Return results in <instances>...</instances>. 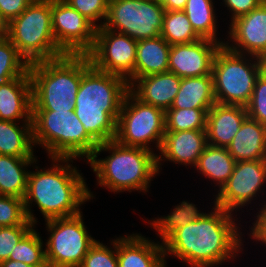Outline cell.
<instances>
[{
  "label": "cell",
  "instance_id": "obj_22",
  "mask_svg": "<svg viewBox=\"0 0 266 267\" xmlns=\"http://www.w3.org/2000/svg\"><path fill=\"white\" fill-rule=\"evenodd\" d=\"M227 150L236 162L266 160V126L247 116Z\"/></svg>",
  "mask_w": 266,
  "mask_h": 267
},
{
  "label": "cell",
  "instance_id": "obj_16",
  "mask_svg": "<svg viewBox=\"0 0 266 267\" xmlns=\"http://www.w3.org/2000/svg\"><path fill=\"white\" fill-rule=\"evenodd\" d=\"M221 43L199 39L192 43L176 44L170 47L168 72L180 78L212 75V66Z\"/></svg>",
  "mask_w": 266,
  "mask_h": 267
},
{
  "label": "cell",
  "instance_id": "obj_37",
  "mask_svg": "<svg viewBox=\"0 0 266 267\" xmlns=\"http://www.w3.org/2000/svg\"><path fill=\"white\" fill-rule=\"evenodd\" d=\"M72 8L88 19L96 28L101 27L106 19L109 0H64ZM103 20V21H102ZM100 21V24L98 23ZM97 22V24H96Z\"/></svg>",
  "mask_w": 266,
  "mask_h": 267
},
{
  "label": "cell",
  "instance_id": "obj_21",
  "mask_svg": "<svg viewBox=\"0 0 266 267\" xmlns=\"http://www.w3.org/2000/svg\"><path fill=\"white\" fill-rule=\"evenodd\" d=\"M181 78L171 72L138 78L129 90L142 102L168 110L175 99Z\"/></svg>",
  "mask_w": 266,
  "mask_h": 267
},
{
  "label": "cell",
  "instance_id": "obj_35",
  "mask_svg": "<svg viewBox=\"0 0 266 267\" xmlns=\"http://www.w3.org/2000/svg\"><path fill=\"white\" fill-rule=\"evenodd\" d=\"M108 247L96 241L83 258L79 267H118L117 238L111 240ZM113 245V248L111 247Z\"/></svg>",
  "mask_w": 266,
  "mask_h": 267
},
{
  "label": "cell",
  "instance_id": "obj_42",
  "mask_svg": "<svg viewBox=\"0 0 266 267\" xmlns=\"http://www.w3.org/2000/svg\"><path fill=\"white\" fill-rule=\"evenodd\" d=\"M161 5L165 11L184 10L187 0H161Z\"/></svg>",
  "mask_w": 266,
  "mask_h": 267
},
{
  "label": "cell",
  "instance_id": "obj_2",
  "mask_svg": "<svg viewBox=\"0 0 266 267\" xmlns=\"http://www.w3.org/2000/svg\"><path fill=\"white\" fill-rule=\"evenodd\" d=\"M52 166L45 170L36 166L29 171L24 207L28 220L37 225V218L31 209L34 202L45 221L66 218L80 214L85 202L93 199L85 179L72 158H50ZM72 164H69L71 163ZM62 164V165H61ZM31 204V205H30Z\"/></svg>",
  "mask_w": 266,
  "mask_h": 267
},
{
  "label": "cell",
  "instance_id": "obj_41",
  "mask_svg": "<svg viewBox=\"0 0 266 267\" xmlns=\"http://www.w3.org/2000/svg\"><path fill=\"white\" fill-rule=\"evenodd\" d=\"M261 206L263 207L259 208V213L256 214L257 218L252 223L253 227L251 226V231L248 235L256 242H261L266 246V203L264 205L261 204Z\"/></svg>",
  "mask_w": 266,
  "mask_h": 267
},
{
  "label": "cell",
  "instance_id": "obj_36",
  "mask_svg": "<svg viewBox=\"0 0 266 267\" xmlns=\"http://www.w3.org/2000/svg\"><path fill=\"white\" fill-rule=\"evenodd\" d=\"M245 108L248 117L266 126V70L257 78L253 94Z\"/></svg>",
  "mask_w": 266,
  "mask_h": 267
},
{
  "label": "cell",
  "instance_id": "obj_3",
  "mask_svg": "<svg viewBox=\"0 0 266 267\" xmlns=\"http://www.w3.org/2000/svg\"><path fill=\"white\" fill-rule=\"evenodd\" d=\"M128 91L126 79L96 69L88 55H83V76L74 112L98 144L115 139L116 123Z\"/></svg>",
  "mask_w": 266,
  "mask_h": 267
},
{
  "label": "cell",
  "instance_id": "obj_10",
  "mask_svg": "<svg viewBox=\"0 0 266 267\" xmlns=\"http://www.w3.org/2000/svg\"><path fill=\"white\" fill-rule=\"evenodd\" d=\"M83 213L45 221L50 233L45 244L48 267H79L90 247L97 241L87 231Z\"/></svg>",
  "mask_w": 266,
  "mask_h": 267
},
{
  "label": "cell",
  "instance_id": "obj_32",
  "mask_svg": "<svg viewBox=\"0 0 266 267\" xmlns=\"http://www.w3.org/2000/svg\"><path fill=\"white\" fill-rule=\"evenodd\" d=\"M40 233L34 227L15 245L9 259L24 262L33 267H48L45 246Z\"/></svg>",
  "mask_w": 266,
  "mask_h": 267
},
{
  "label": "cell",
  "instance_id": "obj_33",
  "mask_svg": "<svg viewBox=\"0 0 266 267\" xmlns=\"http://www.w3.org/2000/svg\"><path fill=\"white\" fill-rule=\"evenodd\" d=\"M210 108L168 109L165 111V131L206 130Z\"/></svg>",
  "mask_w": 266,
  "mask_h": 267
},
{
  "label": "cell",
  "instance_id": "obj_17",
  "mask_svg": "<svg viewBox=\"0 0 266 267\" xmlns=\"http://www.w3.org/2000/svg\"><path fill=\"white\" fill-rule=\"evenodd\" d=\"M207 145L206 130L165 131L157 154L158 171L162 169L161 161L195 167Z\"/></svg>",
  "mask_w": 266,
  "mask_h": 267
},
{
  "label": "cell",
  "instance_id": "obj_6",
  "mask_svg": "<svg viewBox=\"0 0 266 267\" xmlns=\"http://www.w3.org/2000/svg\"><path fill=\"white\" fill-rule=\"evenodd\" d=\"M34 145L49 158L92 157L99 144L86 132L74 111L32 110Z\"/></svg>",
  "mask_w": 266,
  "mask_h": 267
},
{
  "label": "cell",
  "instance_id": "obj_19",
  "mask_svg": "<svg viewBox=\"0 0 266 267\" xmlns=\"http://www.w3.org/2000/svg\"><path fill=\"white\" fill-rule=\"evenodd\" d=\"M0 120L32 122L30 76H20L0 83Z\"/></svg>",
  "mask_w": 266,
  "mask_h": 267
},
{
  "label": "cell",
  "instance_id": "obj_30",
  "mask_svg": "<svg viewBox=\"0 0 266 267\" xmlns=\"http://www.w3.org/2000/svg\"><path fill=\"white\" fill-rule=\"evenodd\" d=\"M160 36L171 46L201 39L183 10L165 11Z\"/></svg>",
  "mask_w": 266,
  "mask_h": 267
},
{
  "label": "cell",
  "instance_id": "obj_28",
  "mask_svg": "<svg viewBox=\"0 0 266 267\" xmlns=\"http://www.w3.org/2000/svg\"><path fill=\"white\" fill-rule=\"evenodd\" d=\"M213 1V2H212ZM214 0H187L184 12L187 15L196 34L202 39H208L225 44L217 39V14Z\"/></svg>",
  "mask_w": 266,
  "mask_h": 267
},
{
  "label": "cell",
  "instance_id": "obj_26",
  "mask_svg": "<svg viewBox=\"0 0 266 267\" xmlns=\"http://www.w3.org/2000/svg\"><path fill=\"white\" fill-rule=\"evenodd\" d=\"M0 120V155L36 158L32 122Z\"/></svg>",
  "mask_w": 266,
  "mask_h": 267
},
{
  "label": "cell",
  "instance_id": "obj_8",
  "mask_svg": "<svg viewBox=\"0 0 266 267\" xmlns=\"http://www.w3.org/2000/svg\"><path fill=\"white\" fill-rule=\"evenodd\" d=\"M265 64L266 60L233 52L222 45L212 66L216 103L245 107L253 94L257 78L265 70Z\"/></svg>",
  "mask_w": 266,
  "mask_h": 267
},
{
  "label": "cell",
  "instance_id": "obj_12",
  "mask_svg": "<svg viewBox=\"0 0 266 267\" xmlns=\"http://www.w3.org/2000/svg\"><path fill=\"white\" fill-rule=\"evenodd\" d=\"M137 42L101 26L96 29L93 49L87 55L96 69L123 77L130 87L135 82Z\"/></svg>",
  "mask_w": 266,
  "mask_h": 267
},
{
  "label": "cell",
  "instance_id": "obj_9",
  "mask_svg": "<svg viewBox=\"0 0 266 267\" xmlns=\"http://www.w3.org/2000/svg\"><path fill=\"white\" fill-rule=\"evenodd\" d=\"M165 135V111L138 99L127 92L116 123L115 141L123 146L159 151Z\"/></svg>",
  "mask_w": 266,
  "mask_h": 267
},
{
  "label": "cell",
  "instance_id": "obj_5",
  "mask_svg": "<svg viewBox=\"0 0 266 267\" xmlns=\"http://www.w3.org/2000/svg\"><path fill=\"white\" fill-rule=\"evenodd\" d=\"M32 110L74 111L83 76V55L29 64Z\"/></svg>",
  "mask_w": 266,
  "mask_h": 267
},
{
  "label": "cell",
  "instance_id": "obj_38",
  "mask_svg": "<svg viewBox=\"0 0 266 267\" xmlns=\"http://www.w3.org/2000/svg\"><path fill=\"white\" fill-rule=\"evenodd\" d=\"M35 225H18L0 227V263L8 260L15 245L33 228Z\"/></svg>",
  "mask_w": 266,
  "mask_h": 267
},
{
  "label": "cell",
  "instance_id": "obj_31",
  "mask_svg": "<svg viewBox=\"0 0 266 267\" xmlns=\"http://www.w3.org/2000/svg\"><path fill=\"white\" fill-rule=\"evenodd\" d=\"M29 75V63L19 54L7 34L0 35V83Z\"/></svg>",
  "mask_w": 266,
  "mask_h": 267
},
{
  "label": "cell",
  "instance_id": "obj_39",
  "mask_svg": "<svg viewBox=\"0 0 266 267\" xmlns=\"http://www.w3.org/2000/svg\"><path fill=\"white\" fill-rule=\"evenodd\" d=\"M33 0H0V16L8 24L18 17Z\"/></svg>",
  "mask_w": 266,
  "mask_h": 267
},
{
  "label": "cell",
  "instance_id": "obj_23",
  "mask_svg": "<svg viewBox=\"0 0 266 267\" xmlns=\"http://www.w3.org/2000/svg\"><path fill=\"white\" fill-rule=\"evenodd\" d=\"M171 45L161 36L137 42L135 81L143 76L168 72Z\"/></svg>",
  "mask_w": 266,
  "mask_h": 267
},
{
  "label": "cell",
  "instance_id": "obj_7",
  "mask_svg": "<svg viewBox=\"0 0 266 267\" xmlns=\"http://www.w3.org/2000/svg\"><path fill=\"white\" fill-rule=\"evenodd\" d=\"M6 34L29 64L66 55L52 33L51 0H33L7 24Z\"/></svg>",
  "mask_w": 266,
  "mask_h": 267
},
{
  "label": "cell",
  "instance_id": "obj_14",
  "mask_svg": "<svg viewBox=\"0 0 266 267\" xmlns=\"http://www.w3.org/2000/svg\"><path fill=\"white\" fill-rule=\"evenodd\" d=\"M266 183V160H247L235 163L233 173L217 191L214 205L235 214L256 200L263 193L262 186ZM239 209V210H237ZM237 210V211H236Z\"/></svg>",
  "mask_w": 266,
  "mask_h": 267
},
{
  "label": "cell",
  "instance_id": "obj_44",
  "mask_svg": "<svg viewBox=\"0 0 266 267\" xmlns=\"http://www.w3.org/2000/svg\"><path fill=\"white\" fill-rule=\"evenodd\" d=\"M6 26L7 24L2 20L0 16V35L6 33Z\"/></svg>",
  "mask_w": 266,
  "mask_h": 267
},
{
  "label": "cell",
  "instance_id": "obj_1",
  "mask_svg": "<svg viewBox=\"0 0 266 267\" xmlns=\"http://www.w3.org/2000/svg\"><path fill=\"white\" fill-rule=\"evenodd\" d=\"M213 206V211L173 231L161 242L165 258L173 255L190 267H215L237 259L244 249L243 234L235 222L239 218L235 219L234 213Z\"/></svg>",
  "mask_w": 266,
  "mask_h": 267
},
{
  "label": "cell",
  "instance_id": "obj_43",
  "mask_svg": "<svg viewBox=\"0 0 266 267\" xmlns=\"http://www.w3.org/2000/svg\"><path fill=\"white\" fill-rule=\"evenodd\" d=\"M0 267H33V266L25 264L24 262L8 259L1 262Z\"/></svg>",
  "mask_w": 266,
  "mask_h": 267
},
{
  "label": "cell",
  "instance_id": "obj_4",
  "mask_svg": "<svg viewBox=\"0 0 266 267\" xmlns=\"http://www.w3.org/2000/svg\"><path fill=\"white\" fill-rule=\"evenodd\" d=\"M110 155L98 158L101 152ZM89 163L97 177V185L113 193L149 192L151 181L157 174V154L140 147L123 146L115 140L99 144Z\"/></svg>",
  "mask_w": 266,
  "mask_h": 267
},
{
  "label": "cell",
  "instance_id": "obj_15",
  "mask_svg": "<svg viewBox=\"0 0 266 267\" xmlns=\"http://www.w3.org/2000/svg\"><path fill=\"white\" fill-rule=\"evenodd\" d=\"M229 26V36L226 39L230 42L224 44L229 50L266 60L265 1L249 13L235 18Z\"/></svg>",
  "mask_w": 266,
  "mask_h": 267
},
{
  "label": "cell",
  "instance_id": "obj_29",
  "mask_svg": "<svg viewBox=\"0 0 266 267\" xmlns=\"http://www.w3.org/2000/svg\"><path fill=\"white\" fill-rule=\"evenodd\" d=\"M205 214L199 211L195 204L182 201L167 216L153 218L149 224L158 232L157 234L163 242L173 231L202 218Z\"/></svg>",
  "mask_w": 266,
  "mask_h": 267
},
{
  "label": "cell",
  "instance_id": "obj_34",
  "mask_svg": "<svg viewBox=\"0 0 266 267\" xmlns=\"http://www.w3.org/2000/svg\"><path fill=\"white\" fill-rule=\"evenodd\" d=\"M34 225L26 215L24 199L0 195V227Z\"/></svg>",
  "mask_w": 266,
  "mask_h": 267
},
{
  "label": "cell",
  "instance_id": "obj_13",
  "mask_svg": "<svg viewBox=\"0 0 266 267\" xmlns=\"http://www.w3.org/2000/svg\"><path fill=\"white\" fill-rule=\"evenodd\" d=\"M52 33L68 55H87L94 46L96 27L64 0H51Z\"/></svg>",
  "mask_w": 266,
  "mask_h": 267
},
{
  "label": "cell",
  "instance_id": "obj_24",
  "mask_svg": "<svg viewBox=\"0 0 266 267\" xmlns=\"http://www.w3.org/2000/svg\"><path fill=\"white\" fill-rule=\"evenodd\" d=\"M37 161V158L0 155V195L24 199L29 174L27 168Z\"/></svg>",
  "mask_w": 266,
  "mask_h": 267
},
{
  "label": "cell",
  "instance_id": "obj_18",
  "mask_svg": "<svg viewBox=\"0 0 266 267\" xmlns=\"http://www.w3.org/2000/svg\"><path fill=\"white\" fill-rule=\"evenodd\" d=\"M118 267H167L162 243L133 233L117 237Z\"/></svg>",
  "mask_w": 266,
  "mask_h": 267
},
{
  "label": "cell",
  "instance_id": "obj_27",
  "mask_svg": "<svg viewBox=\"0 0 266 267\" xmlns=\"http://www.w3.org/2000/svg\"><path fill=\"white\" fill-rule=\"evenodd\" d=\"M235 163L227 148L207 145L194 168L220 190L233 173Z\"/></svg>",
  "mask_w": 266,
  "mask_h": 267
},
{
  "label": "cell",
  "instance_id": "obj_20",
  "mask_svg": "<svg viewBox=\"0 0 266 267\" xmlns=\"http://www.w3.org/2000/svg\"><path fill=\"white\" fill-rule=\"evenodd\" d=\"M247 116L244 106L215 103L207 112L208 145L227 148Z\"/></svg>",
  "mask_w": 266,
  "mask_h": 267
},
{
  "label": "cell",
  "instance_id": "obj_11",
  "mask_svg": "<svg viewBox=\"0 0 266 267\" xmlns=\"http://www.w3.org/2000/svg\"><path fill=\"white\" fill-rule=\"evenodd\" d=\"M165 9L156 0H109L102 27L136 41L160 36Z\"/></svg>",
  "mask_w": 266,
  "mask_h": 267
},
{
  "label": "cell",
  "instance_id": "obj_40",
  "mask_svg": "<svg viewBox=\"0 0 266 267\" xmlns=\"http://www.w3.org/2000/svg\"><path fill=\"white\" fill-rule=\"evenodd\" d=\"M265 0H223L225 7L229 10L231 20L249 13L251 10L259 7Z\"/></svg>",
  "mask_w": 266,
  "mask_h": 267
},
{
  "label": "cell",
  "instance_id": "obj_25",
  "mask_svg": "<svg viewBox=\"0 0 266 267\" xmlns=\"http://www.w3.org/2000/svg\"><path fill=\"white\" fill-rule=\"evenodd\" d=\"M215 103L212 75L181 78L179 91L169 109L211 108Z\"/></svg>",
  "mask_w": 266,
  "mask_h": 267
}]
</instances>
